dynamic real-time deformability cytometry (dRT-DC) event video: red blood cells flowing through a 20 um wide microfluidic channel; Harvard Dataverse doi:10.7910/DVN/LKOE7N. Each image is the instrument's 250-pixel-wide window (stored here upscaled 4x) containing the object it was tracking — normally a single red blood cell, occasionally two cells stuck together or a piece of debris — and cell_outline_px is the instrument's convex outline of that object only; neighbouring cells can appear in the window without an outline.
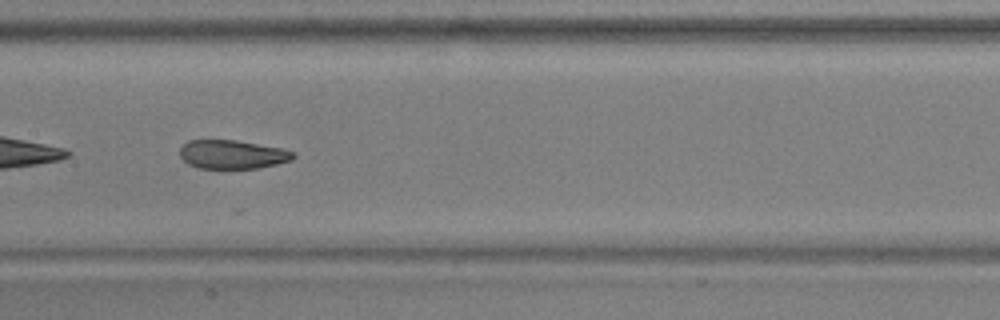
{"species": "common noctule bat (a hibernating species)", "species_latin": "Nyctalus noctula", "temperature_condition": "warm", "stored_images_in_passage": 17, "camera_frame_rate_fps": 3000, "um_per_image_px": 0.085, "animal": {"sex": "male", "body_mass_g": 17.9, "forearm_length_mm": 54.2}, "frame": {"image": 1, "passage_image": 11, "time_ms": 3.333, "image_size_px": [1000, 320], "cell_outline_px": [[296, 156], [292, 160], [260, 168], [196, 168], [188, 164], [180, 156], [180, 148], [188, 140], [236, 140], [284, 148], [296, 152]], "centroid_in_image_um": [19.79, 13.12], "position_along_channel_um": 187.6, "area_um2": 19.19}}